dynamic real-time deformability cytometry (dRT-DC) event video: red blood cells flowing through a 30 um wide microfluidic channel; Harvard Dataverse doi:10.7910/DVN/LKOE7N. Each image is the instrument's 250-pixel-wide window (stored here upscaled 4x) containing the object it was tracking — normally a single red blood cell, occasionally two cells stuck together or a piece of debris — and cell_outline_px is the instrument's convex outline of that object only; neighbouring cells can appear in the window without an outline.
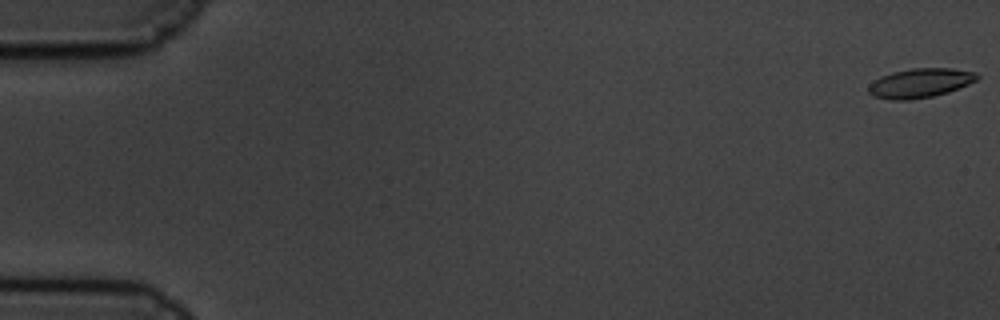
{"species": "common noctule bat (a hibernating species)", "species_latin": "Nyctalus noctula", "temperature_condition": "cold", "stored_images_in_passage": 61, "camera_frame_rate_fps": 3000, "um_per_image_px": 0.085, "animal": {"sex": "male", "body_mass_g": 19.5, "forearm_length_mm": 54.6}, "frame": {"image": 1, "passage_image": 1, "time_ms": 0.0, "image_size_px": [1000, 320], "cell_outline_px": [[980, 76], [976, 80], [968, 84], [948, 92], [932, 96], [908, 100], [888, 100], [872, 96], [868, 92], [868, 84], [872, 80], [880, 76], [892, 72], [912, 68], [952, 68], [976, 72]], "centroid_in_image_um": [78.16, 7.05], "position_along_channel_um": 6.8, "area_um2": 18.73}}
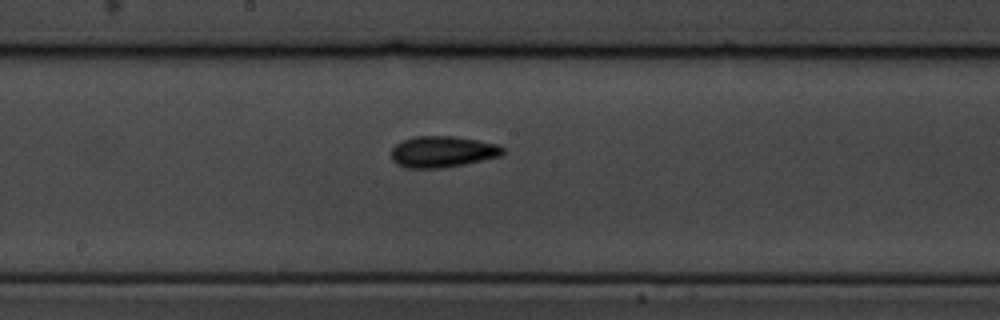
{"frame": {"image": 2, "passage_image": 33, "time_ms": 10.667, "image_size_px": [1000, 320], "cell_outline_px": [[504, 152], [500, 156], [464, 164], [444, 168], [404, 168], [396, 164], [392, 160], [392, 148], [396, 144], [412, 136], [452, 136], [476, 140], [496, 144], [504, 148]], "centroid_in_image_um": [37.58, 12.9], "position_along_channel_um": 210.6, "area_um2": 20.29}}
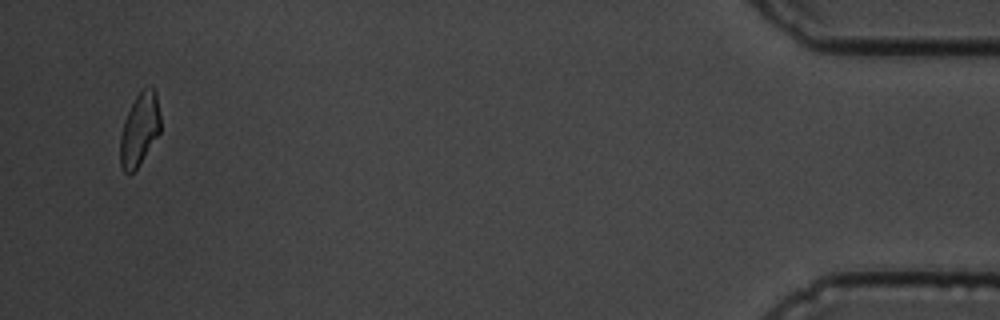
{"frame": {"image": 3, "passage_image": 59, "time_ms": 19.333, "image_size_px": [1000, 320], "cell_outline_px": [[160, 132], [136, 168], [128, 176], [120, 168], [120, 136], [124, 120], [136, 96], [148, 84], [152, 84], [156, 92], [160, 116]], "centroid_in_image_um": [11.85, 10.98], "position_along_channel_um": 423.3, "area_um2": 17.05}, "authors_computed_cell_mechanics": {"area_um2": 18.7272, "velocity_mm_per_s": 3.3504, "shape_relaxation_time_tau1_ms": 3.7999, "shape_relaxation_time_tau2_ms": 3.9549, "deformation_change_tau1": 0.0989, "deformation_change_tau2": 0.1061}}